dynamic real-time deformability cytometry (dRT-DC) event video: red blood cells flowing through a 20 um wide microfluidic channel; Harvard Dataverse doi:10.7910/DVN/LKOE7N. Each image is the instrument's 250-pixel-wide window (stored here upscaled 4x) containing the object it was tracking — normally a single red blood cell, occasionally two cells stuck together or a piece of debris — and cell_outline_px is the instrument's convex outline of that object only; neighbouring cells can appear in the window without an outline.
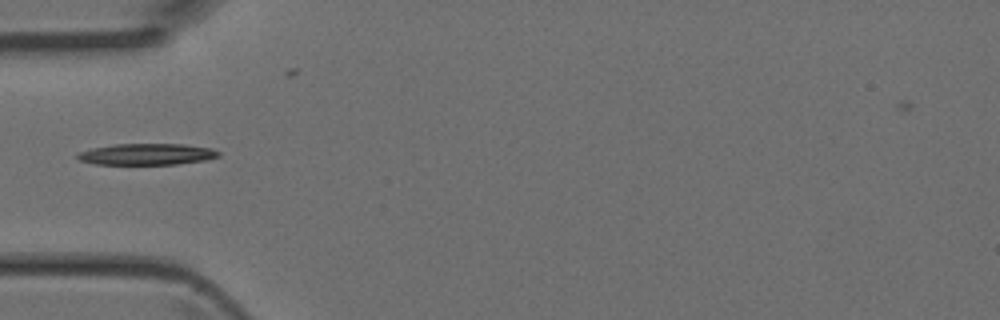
{"species": "Egyptian fruit bat (a non-hibernating species)", "species_latin": "Rousettus aegyptiacus", "temperature_condition": "room temperature", "stored_images_in_passage": 2, "camera_frame_rate_fps": 3000, "um_per_image_px": 0.085, "animal": {"sex": "female"}, "frame": {"image": 1, "passage_image": 1, "time_ms": 0.0, "image_size_px": [1000, 320], "cell_outline_px": [[220, 156], [208, 160], [176, 164], [96, 164], [80, 160], [76, 156], [76, 152], [92, 148], [116, 144], [184, 144], [212, 148], [220, 152]], "centroid_in_image_um": [12.51, 13.1], "position_along_channel_um": 72.5, "area_um2": 17.63}}
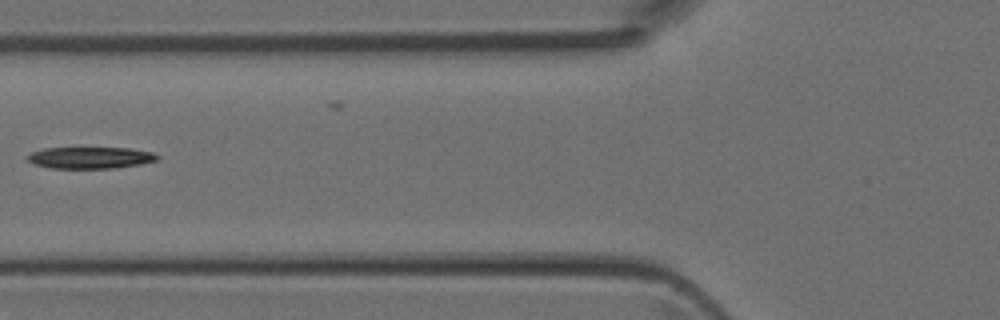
{"frame": {"image": 2, "passage_image": 2, "time_ms": 0.333, "image_size_px": [1000, 320], "cell_outline_px": [[160, 156], [156, 160], [140, 164], [112, 168], [52, 168], [32, 164], [28, 160], [28, 156], [32, 152], [44, 148], [128, 148], [152, 152]], "centroid_in_image_um": [7.66, 13.4], "position_along_channel_um": 118.1, "area_um2": 16.18}}